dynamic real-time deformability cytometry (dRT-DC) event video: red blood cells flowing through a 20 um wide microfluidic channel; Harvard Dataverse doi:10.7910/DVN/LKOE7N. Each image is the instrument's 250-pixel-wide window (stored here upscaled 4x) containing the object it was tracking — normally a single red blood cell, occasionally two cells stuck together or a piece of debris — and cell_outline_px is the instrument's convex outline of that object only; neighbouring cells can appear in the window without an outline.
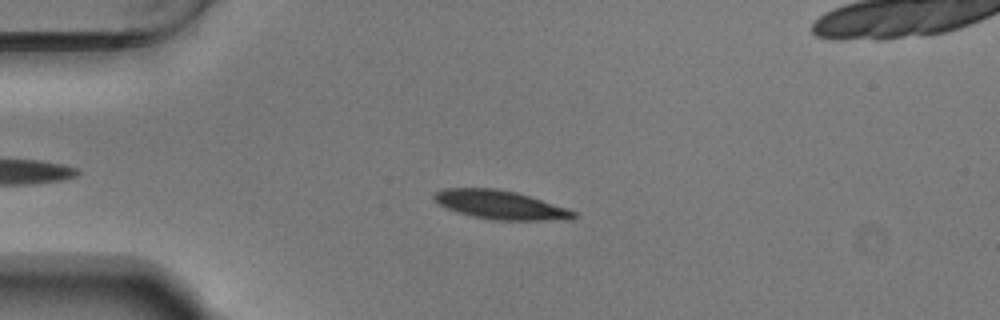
{"species": "Egyptian fruit bat (a non-hibernating species)", "species_latin": "Rousettus aegyptiacus", "temperature_condition": "warm", "stored_images_in_passage": 46, "camera_frame_rate_fps": 3000, "um_per_image_px": 0.085, "animal": {"sex": "male"}, "frame": {"image": 1, "passage_image": 9, "time_ms": 2.667, "image_size_px": [1000, 320], "cell_outline_px": [[576, 216], [572, 220], [496, 220], [472, 216], [456, 212], [440, 204], [432, 196], [436, 192], [444, 188], [496, 188], [516, 192], [568, 208], [576, 212]], "centroid_in_image_um": [42.56, 17.41], "position_along_channel_um": 42.4, "area_um2": 23.29}}
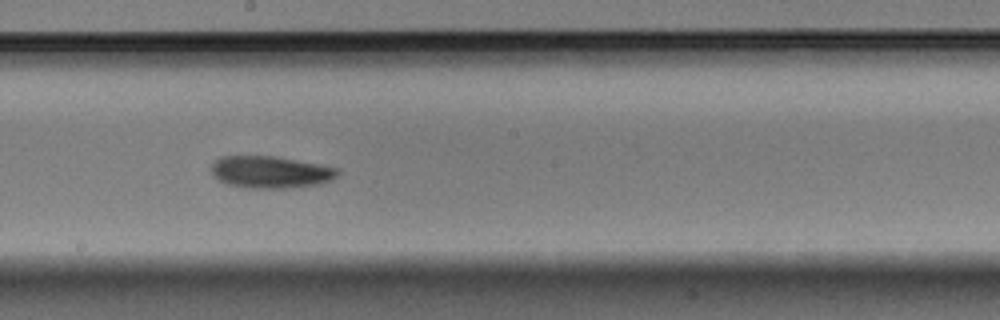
{"frame": {"image": 2, "passage_image": 26, "time_ms": 8.333, "image_size_px": [1000, 320], "cell_outline_px": [[340, 172], [332, 180], [320, 184], [292, 188], [244, 188], [228, 184], [212, 176], [212, 164], [220, 156], [272, 156], [320, 164], [336, 168]], "centroid_in_image_um": [22.99, 14.64], "position_along_channel_um": 225.2, "area_um2": 23.64}}
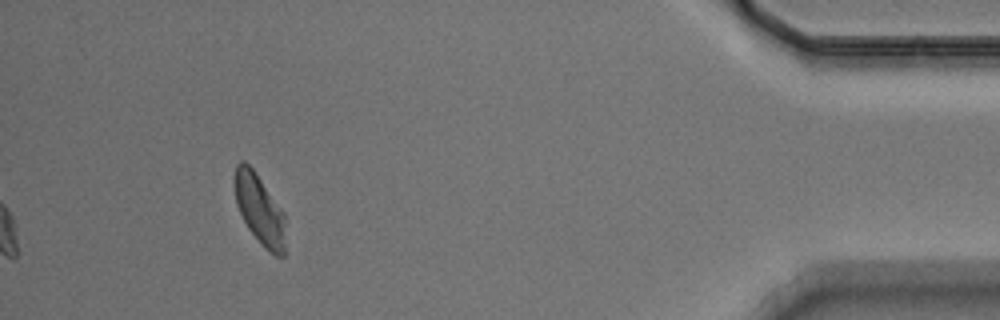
{"frame": {"image": 3, "passage_image": 46, "time_ms": 15.0, "image_size_px": [1000, 320], "cell_outline_px": [[284, 256], [276, 256], [264, 248], [260, 244], [248, 228], [236, 204], [232, 180], [236, 164], [240, 160], [244, 160], [252, 168], [284, 212]], "centroid_in_image_um": [22.02, 17.76], "position_along_channel_um": 413.2, "area_um2": 20.81}, "authors_computed_cell_mechanics": {"area_um2": 22.253, "velocity_mm_per_s": 3.6936, "shape_relaxation_time_tau1_ms": 6.1369, "shape_relaxation_time_tau2_ms": null, "deformation_change_tau1": 0.1379, "deformation_change_tau2": null}}